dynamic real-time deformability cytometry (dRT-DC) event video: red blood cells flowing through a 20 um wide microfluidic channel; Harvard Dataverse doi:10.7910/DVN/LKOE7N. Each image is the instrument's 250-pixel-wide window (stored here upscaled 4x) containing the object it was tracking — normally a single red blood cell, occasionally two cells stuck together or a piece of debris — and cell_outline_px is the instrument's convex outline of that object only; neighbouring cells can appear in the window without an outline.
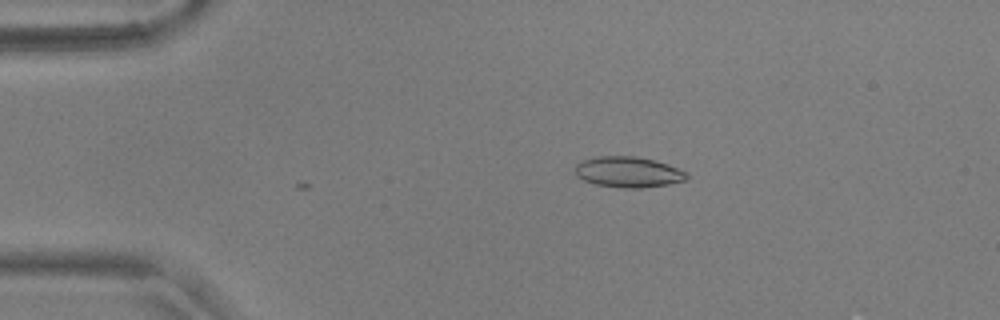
{"species": "common noctule bat (a hibernating species)", "species_latin": "Nyctalus noctula", "temperature_condition": "warm", "stored_images_in_passage": 6, "camera_frame_rate_fps": 3000, "um_per_image_px": 0.085, "animal": {"sex": "male", "body_mass_g": 17.9, "forearm_length_mm": 54.2}, "frame": {"image": 1, "passage_image": 5, "time_ms": 1.333, "image_size_px": [1000, 320], "cell_outline_px": [[688, 180], [668, 184], [640, 188], [624, 188], [596, 184], [584, 180], [576, 176], [576, 164], [580, 160], [596, 156], [636, 156], [652, 160], [688, 172]], "centroid_in_image_um": [53.38, 14.62], "position_along_channel_um": 31.6, "area_um2": 19.88}}